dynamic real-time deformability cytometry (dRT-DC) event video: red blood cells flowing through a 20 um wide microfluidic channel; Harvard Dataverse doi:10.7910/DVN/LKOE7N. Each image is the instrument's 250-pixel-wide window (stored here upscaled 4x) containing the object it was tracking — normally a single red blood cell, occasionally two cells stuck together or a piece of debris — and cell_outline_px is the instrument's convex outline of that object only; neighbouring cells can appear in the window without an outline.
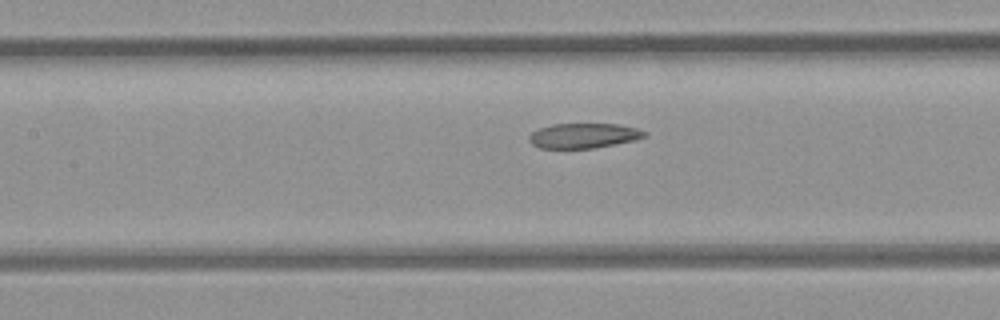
{"species": "common noctule bat (a hibernating species)", "species_latin": "Nyctalus noctula", "temperature_condition": "room temperature", "stored_images_in_passage": 5, "segment_of_instrument_passage": [2, 2], "camera_frame_rate_fps": 3000, "um_per_image_px": 0.085, "animal": {"sex": "female", "body_mass_g": 21.9}, "frame": {"image": 1, "passage_image": 5, "time_ms": 4.667, "image_size_px": [1000, 320], "cell_outline_px": [[648, 136], [636, 140], [616, 144], [592, 148], [540, 148], [532, 144], [528, 140], [528, 136], [532, 132], [540, 128], [552, 124], [620, 124], [636, 128], [648, 132]], "centroid_in_image_um": [49.64, 11.53], "position_along_channel_um": 157.8, "area_um2": 16.88}}